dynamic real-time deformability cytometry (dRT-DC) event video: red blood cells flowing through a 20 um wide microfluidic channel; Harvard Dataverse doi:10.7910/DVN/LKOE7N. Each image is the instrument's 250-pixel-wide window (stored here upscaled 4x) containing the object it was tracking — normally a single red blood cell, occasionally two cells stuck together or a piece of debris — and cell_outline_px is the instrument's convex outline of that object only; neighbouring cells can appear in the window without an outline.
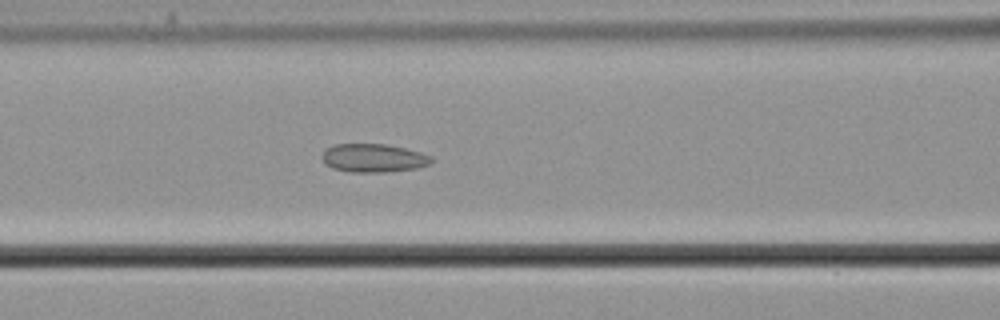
{"species": "common noctule bat (a hibernating species)", "species_latin": "Nyctalus noctula", "temperature_condition": "cold", "stored_images_in_passage": 56, "camera_frame_rate_fps": 3000, "um_per_image_px": 0.085, "animal": {"sex": "male", "body_mass_g": 21.5, "forearm_length_mm": 52.0}, "frame": {"image": 1, "passage_image": 24, "time_ms": 7.667, "image_size_px": [1000, 320], "cell_outline_px": [[432, 164], [416, 168], [384, 172], [352, 172], [332, 168], [324, 164], [324, 152], [328, 148], [336, 144], [388, 144], [420, 152], [432, 156]], "centroid_in_image_um": [31.79, 13.43], "position_along_channel_um": 134.8, "area_um2": 17.98}}
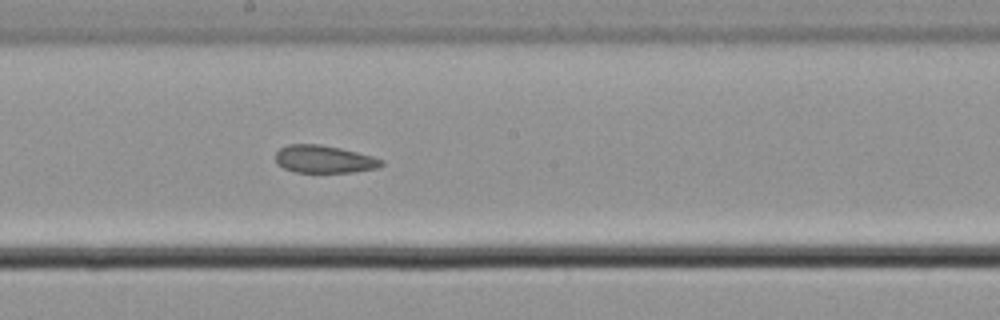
{"frame": {"image": 2, "passage_image": 31, "time_ms": 10.0, "image_size_px": [1000, 320], "cell_outline_px": [[384, 164], [380, 168], [352, 172], [296, 172], [284, 168], [276, 164], [276, 152], [280, 148], [288, 144], [320, 144], [340, 148], [372, 156], [384, 160]], "centroid_in_image_um": [27.56, 13.53], "position_along_channel_um": 220.6, "area_um2": 17.11}}
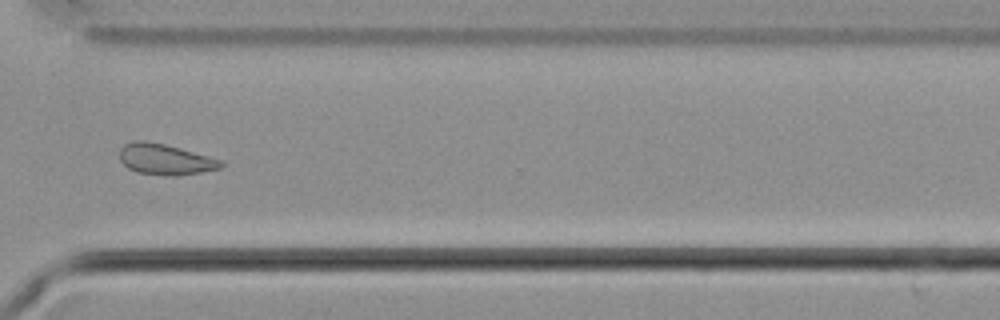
{"frame": {"image": 3, "passage_image": 42, "time_ms": 13.667, "image_size_px": [1000, 320], "cell_outline_px": [[224, 168], [176, 176], [168, 176], [136, 172], [128, 168], [120, 160], [120, 148], [124, 144], [132, 140], [144, 140], [164, 144], [180, 148], [224, 160]], "centroid_in_image_um": [14.06, 13.54], "position_along_channel_um": 356.5, "area_um2": 18.44}, "authors_computed_cell_mechanics": {"area_um2": 18.6694, "velocity_mm_per_s": 3.6835, "shape_relaxation_time_tau1_ms": null, "shape_relaxation_time_tau2_ms": 4.7923, "deformation_change_tau1": null, "deformation_change_tau2": 0.0972}}